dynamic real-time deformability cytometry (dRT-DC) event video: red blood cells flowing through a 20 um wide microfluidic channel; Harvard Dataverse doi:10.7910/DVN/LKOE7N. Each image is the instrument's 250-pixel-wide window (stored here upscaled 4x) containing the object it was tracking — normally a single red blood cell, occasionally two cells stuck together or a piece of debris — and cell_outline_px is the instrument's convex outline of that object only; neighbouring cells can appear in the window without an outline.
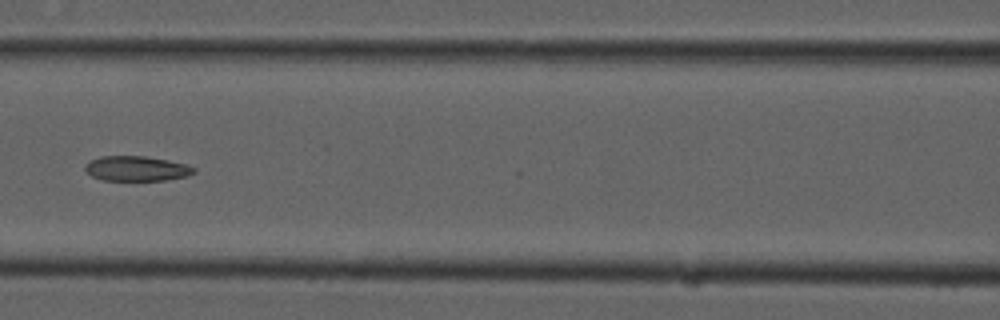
{"species": "common noctule bat (a hibernating species)", "species_latin": "Nyctalus noctula", "temperature_condition": "cold", "stored_images_in_passage": 7, "camera_frame_rate_fps": 3000, "um_per_image_px": 0.085, "animal": {"sex": "male", "forearm_length_mm": 52.5}, "frame": {"image": 1, "passage_image": 3, "time_ms": 0.667, "image_size_px": [1000, 320], "cell_outline_px": [[196, 172], [188, 176], [168, 180], [104, 180], [92, 176], [84, 168], [84, 164], [100, 156], [144, 156], [168, 160], [184, 164], [196, 168]], "centroid_in_image_um": [11.63, 14.33], "position_along_channel_um": 155.0, "area_um2": 15.78}}
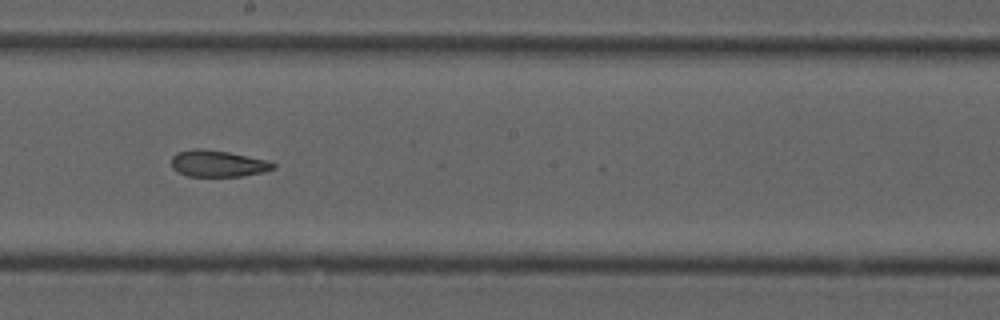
{"frame": {"image": 2, "passage_image": 5, "time_ms": 1.333, "image_size_px": [1000, 320], "cell_outline_px": [[276, 168], [264, 172], [240, 176], [188, 176], [176, 172], [172, 168], [172, 156], [176, 152], [192, 148], [204, 148], [228, 152], [268, 160], [276, 164]], "centroid_in_image_um": [18.5, 13.89], "position_along_channel_um": 229.7, "area_um2": 15.95}}
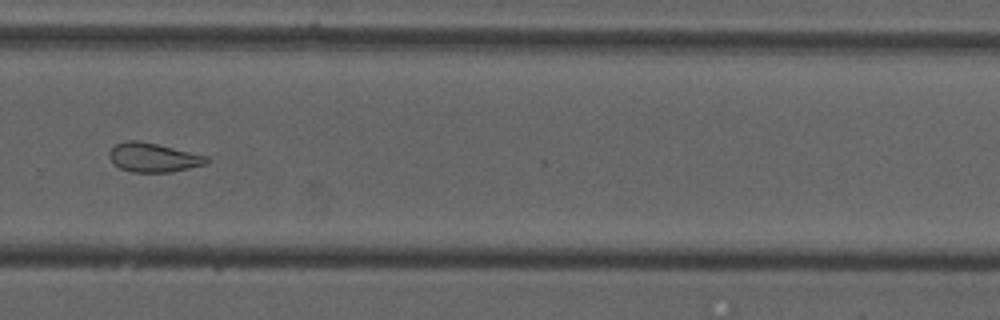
{"frame": {"image": 3, "passage_image": 7, "time_ms": 2.0, "image_size_px": [1000, 320], "cell_outline_px": [[208, 164], [172, 172], [132, 172], [120, 168], [108, 156], [108, 152], [116, 144], [124, 140], [140, 140], [208, 156]], "centroid_in_image_um": [13.04, 13.38], "position_along_channel_um": 316.8, "area_um2": 16.53}}